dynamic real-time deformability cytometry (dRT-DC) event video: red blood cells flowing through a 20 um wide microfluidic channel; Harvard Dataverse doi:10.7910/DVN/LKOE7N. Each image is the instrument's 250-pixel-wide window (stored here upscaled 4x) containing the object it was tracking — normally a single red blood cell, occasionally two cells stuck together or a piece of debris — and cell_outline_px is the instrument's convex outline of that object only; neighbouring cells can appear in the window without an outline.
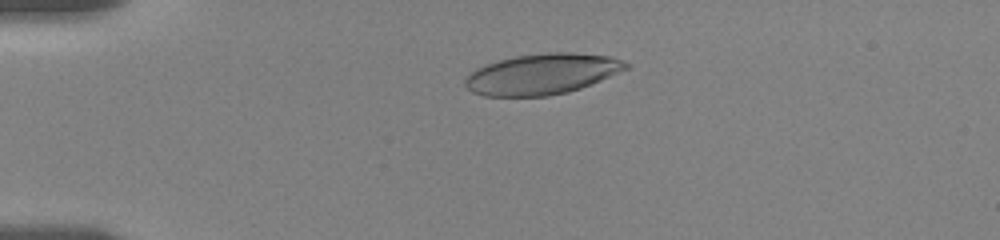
{"species": "human", "species_latin": "Homo sapiens", "temperature_condition": "room temperature", "stored_images_in_passage": 22, "camera_frame_rate_fps": 3000, "um_per_image_px": 0.085, "donor": {"sex": "female"}, "frame": {"image": 1, "passage_image": 10, "time_ms": 4.0, "image_size_px": [1000, 240], "cell_outline_px": [[632, 64], [628, 68], [600, 80], [580, 88], [568, 92], [548, 96], [484, 96], [472, 92], [464, 84], [464, 80], [476, 68], [496, 60], [516, 56], [548, 52], [572, 52], [612, 56], [624, 60]], "centroid_in_image_um": [46.09, 6.28], "position_along_channel_um": 38.9, "area_um2": 38.26}}
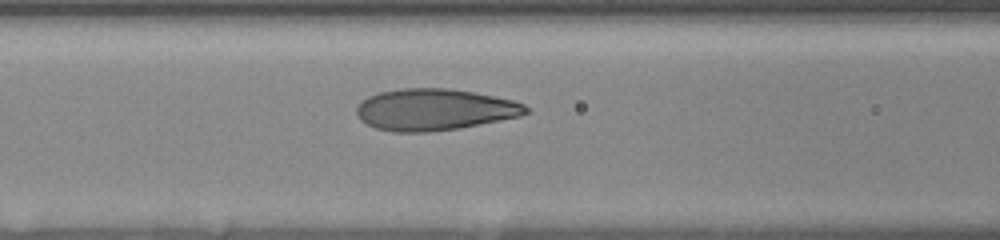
{"frame": {"image": 2, "passage_image": 18, "time_ms": 7.667, "image_size_px": [1000, 240], "cell_outline_px": [[528, 112], [520, 116], [460, 128], [428, 132], [392, 132], [376, 128], [360, 120], [356, 112], [356, 108], [368, 96], [380, 92], [404, 88], [448, 88], [472, 92], [512, 100], [524, 104], [528, 108]], "centroid_in_image_um": [36.91, 9.32], "position_along_channel_um": 129.7, "area_um2": 40.75}}
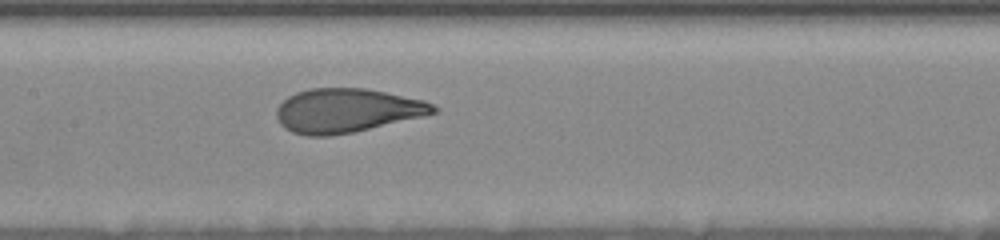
{"frame": {"image": 3, "passage_image": 22, "time_ms": 9.0, "image_size_px": [1000, 240], "cell_outline_px": [[440, 108], [436, 112], [424, 116], [352, 132], [328, 136], [308, 136], [292, 132], [284, 128], [280, 124], [276, 116], [276, 108], [288, 96], [296, 92], [308, 88], [364, 88], [424, 100]], "centroid_in_image_um": [29.45, 9.39], "position_along_channel_um": 178.0, "area_um2": 40.11}}